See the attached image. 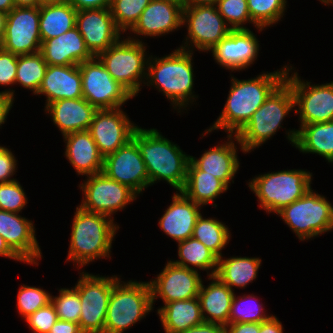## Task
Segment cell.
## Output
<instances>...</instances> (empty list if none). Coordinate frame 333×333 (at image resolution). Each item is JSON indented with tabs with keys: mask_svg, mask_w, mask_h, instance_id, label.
I'll list each match as a JSON object with an SVG mask.
<instances>
[{
	"mask_svg": "<svg viewBox=\"0 0 333 333\" xmlns=\"http://www.w3.org/2000/svg\"><path fill=\"white\" fill-rule=\"evenodd\" d=\"M287 66L248 80H238L231 76V87L224 108L214 124L205 130V134L222 129L228 132V135H236L285 80Z\"/></svg>",
	"mask_w": 333,
	"mask_h": 333,
	"instance_id": "6da1fadb",
	"label": "cell"
},
{
	"mask_svg": "<svg viewBox=\"0 0 333 333\" xmlns=\"http://www.w3.org/2000/svg\"><path fill=\"white\" fill-rule=\"evenodd\" d=\"M132 139L139 148L149 177V186L166 181L177 191L184 187L190 155L164 138L157 129L137 127Z\"/></svg>",
	"mask_w": 333,
	"mask_h": 333,
	"instance_id": "7a4b0ae2",
	"label": "cell"
},
{
	"mask_svg": "<svg viewBox=\"0 0 333 333\" xmlns=\"http://www.w3.org/2000/svg\"><path fill=\"white\" fill-rule=\"evenodd\" d=\"M119 228L113 217L77 206L66 261L82 268L97 259L111 257L112 241Z\"/></svg>",
	"mask_w": 333,
	"mask_h": 333,
	"instance_id": "3957f363",
	"label": "cell"
},
{
	"mask_svg": "<svg viewBox=\"0 0 333 333\" xmlns=\"http://www.w3.org/2000/svg\"><path fill=\"white\" fill-rule=\"evenodd\" d=\"M194 52L178 47L172 53L163 57L153 58L149 56L147 65V75L144 84L154 86L162 92L172 103L174 109L181 113V108L185 109L189 103L194 102L193 85V63ZM153 59V60H152ZM180 109V110H179Z\"/></svg>",
	"mask_w": 333,
	"mask_h": 333,
	"instance_id": "277c9868",
	"label": "cell"
},
{
	"mask_svg": "<svg viewBox=\"0 0 333 333\" xmlns=\"http://www.w3.org/2000/svg\"><path fill=\"white\" fill-rule=\"evenodd\" d=\"M293 108L294 94L291 86L284 80L236 134L242 152L250 153L275 135Z\"/></svg>",
	"mask_w": 333,
	"mask_h": 333,
	"instance_id": "5b68a950",
	"label": "cell"
},
{
	"mask_svg": "<svg viewBox=\"0 0 333 333\" xmlns=\"http://www.w3.org/2000/svg\"><path fill=\"white\" fill-rule=\"evenodd\" d=\"M153 310L149 282L118 278L109 298L104 333H124Z\"/></svg>",
	"mask_w": 333,
	"mask_h": 333,
	"instance_id": "8992f818",
	"label": "cell"
},
{
	"mask_svg": "<svg viewBox=\"0 0 333 333\" xmlns=\"http://www.w3.org/2000/svg\"><path fill=\"white\" fill-rule=\"evenodd\" d=\"M124 38H120L96 57L112 78L135 97L141 90L142 83H145L149 58L145 57L147 48L142 40L130 36Z\"/></svg>",
	"mask_w": 333,
	"mask_h": 333,
	"instance_id": "52a82bcc",
	"label": "cell"
},
{
	"mask_svg": "<svg viewBox=\"0 0 333 333\" xmlns=\"http://www.w3.org/2000/svg\"><path fill=\"white\" fill-rule=\"evenodd\" d=\"M312 173L302 169L282 170L254 177L248 183L259 201V208L277 213L300 199L310 188Z\"/></svg>",
	"mask_w": 333,
	"mask_h": 333,
	"instance_id": "ba28073f",
	"label": "cell"
},
{
	"mask_svg": "<svg viewBox=\"0 0 333 333\" xmlns=\"http://www.w3.org/2000/svg\"><path fill=\"white\" fill-rule=\"evenodd\" d=\"M276 214L301 241L333 230V205L312 188Z\"/></svg>",
	"mask_w": 333,
	"mask_h": 333,
	"instance_id": "9c48e42d",
	"label": "cell"
},
{
	"mask_svg": "<svg viewBox=\"0 0 333 333\" xmlns=\"http://www.w3.org/2000/svg\"><path fill=\"white\" fill-rule=\"evenodd\" d=\"M74 288L81 301L79 326L83 333H104L109 298L117 276L81 272Z\"/></svg>",
	"mask_w": 333,
	"mask_h": 333,
	"instance_id": "30bf717a",
	"label": "cell"
},
{
	"mask_svg": "<svg viewBox=\"0 0 333 333\" xmlns=\"http://www.w3.org/2000/svg\"><path fill=\"white\" fill-rule=\"evenodd\" d=\"M182 25H186L188 35L179 48L191 52L194 47L210 52L231 31L215 5L183 6Z\"/></svg>",
	"mask_w": 333,
	"mask_h": 333,
	"instance_id": "8fae6325",
	"label": "cell"
},
{
	"mask_svg": "<svg viewBox=\"0 0 333 333\" xmlns=\"http://www.w3.org/2000/svg\"><path fill=\"white\" fill-rule=\"evenodd\" d=\"M289 67L285 81L291 86L295 99V113H299L300 125L329 122L333 120V81L322 85L304 82Z\"/></svg>",
	"mask_w": 333,
	"mask_h": 333,
	"instance_id": "7c38bea8",
	"label": "cell"
},
{
	"mask_svg": "<svg viewBox=\"0 0 333 333\" xmlns=\"http://www.w3.org/2000/svg\"><path fill=\"white\" fill-rule=\"evenodd\" d=\"M79 69L83 98L97 110L119 108L134 98L112 78L96 56L79 64Z\"/></svg>",
	"mask_w": 333,
	"mask_h": 333,
	"instance_id": "4fadbf2b",
	"label": "cell"
},
{
	"mask_svg": "<svg viewBox=\"0 0 333 333\" xmlns=\"http://www.w3.org/2000/svg\"><path fill=\"white\" fill-rule=\"evenodd\" d=\"M79 188L84 195L79 205L82 209L109 217L138 197L128 186L108 178L103 172L87 176Z\"/></svg>",
	"mask_w": 333,
	"mask_h": 333,
	"instance_id": "5bb4252c",
	"label": "cell"
},
{
	"mask_svg": "<svg viewBox=\"0 0 333 333\" xmlns=\"http://www.w3.org/2000/svg\"><path fill=\"white\" fill-rule=\"evenodd\" d=\"M40 7H14L6 16L0 47L15 55L40 52Z\"/></svg>",
	"mask_w": 333,
	"mask_h": 333,
	"instance_id": "9a60e30c",
	"label": "cell"
},
{
	"mask_svg": "<svg viewBox=\"0 0 333 333\" xmlns=\"http://www.w3.org/2000/svg\"><path fill=\"white\" fill-rule=\"evenodd\" d=\"M102 172L108 178L128 186L138 196L149 187L145 162L133 139L104 157Z\"/></svg>",
	"mask_w": 333,
	"mask_h": 333,
	"instance_id": "2e32d148",
	"label": "cell"
},
{
	"mask_svg": "<svg viewBox=\"0 0 333 333\" xmlns=\"http://www.w3.org/2000/svg\"><path fill=\"white\" fill-rule=\"evenodd\" d=\"M137 127L119 107L97 110L88 131L105 157L131 140Z\"/></svg>",
	"mask_w": 333,
	"mask_h": 333,
	"instance_id": "e0dca14e",
	"label": "cell"
},
{
	"mask_svg": "<svg viewBox=\"0 0 333 333\" xmlns=\"http://www.w3.org/2000/svg\"><path fill=\"white\" fill-rule=\"evenodd\" d=\"M157 278L149 281L152 304L161 298L164 305L198 297L202 278L198 270L180 267L168 261Z\"/></svg>",
	"mask_w": 333,
	"mask_h": 333,
	"instance_id": "ac0fdd59",
	"label": "cell"
},
{
	"mask_svg": "<svg viewBox=\"0 0 333 333\" xmlns=\"http://www.w3.org/2000/svg\"><path fill=\"white\" fill-rule=\"evenodd\" d=\"M75 27L94 56L115 44L122 34L115 25L110 8L78 10Z\"/></svg>",
	"mask_w": 333,
	"mask_h": 333,
	"instance_id": "d6986e66",
	"label": "cell"
},
{
	"mask_svg": "<svg viewBox=\"0 0 333 333\" xmlns=\"http://www.w3.org/2000/svg\"><path fill=\"white\" fill-rule=\"evenodd\" d=\"M33 223L19 213L0 210V235L24 263L39 265L42 253Z\"/></svg>",
	"mask_w": 333,
	"mask_h": 333,
	"instance_id": "ffe728a7",
	"label": "cell"
},
{
	"mask_svg": "<svg viewBox=\"0 0 333 333\" xmlns=\"http://www.w3.org/2000/svg\"><path fill=\"white\" fill-rule=\"evenodd\" d=\"M250 30H231L210 51L218 65L232 72L251 66L259 54V41Z\"/></svg>",
	"mask_w": 333,
	"mask_h": 333,
	"instance_id": "44dd1931",
	"label": "cell"
},
{
	"mask_svg": "<svg viewBox=\"0 0 333 333\" xmlns=\"http://www.w3.org/2000/svg\"><path fill=\"white\" fill-rule=\"evenodd\" d=\"M182 11L183 0H151L130 32L154 38L178 30L183 27Z\"/></svg>",
	"mask_w": 333,
	"mask_h": 333,
	"instance_id": "7402d4cb",
	"label": "cell"
},
{
	"mask_svg": "<svg viewBox=\"0 0 333 333\" xmlns=\"http://www.w3.org/2000/svg\"><path fill=\"white\" fill-rule=\"evenodd\" d=\"M40 53L48 65H79L95 56L86 47L78 29H73L41 43Z\"/></svg>",
	"mask_w": 333,
	"mask_h": 333,
	"instance_id": "603a6c76",
	"label": "cell"
},
{
	"mask_svg": "<svg viewBox=\"0 0 333 333\" xmlns=\"http://www.w3.org/2000/svg\"><path fill=\"white\" fill-rule=\"evenodd\" d=\"M201 207V208H200ZM202 206L186 197L181 191L174 193L172 202L165 210L158 224L164 233L176 242L192 237Z\"/></svg>",
	"mask_w": 333,
	"mask_h": 333,
	"instance_id": "cb8c5ba5",
	"label": "cell"
},
{
	"mask_svg": "<svg viewBox=\"0 0 333 333\" xmlns=\"http://www.w3.org/2000/svg\"><path fill=\"white\" fill-rule=\"evenodd\" d=\"M227 138V142L225 141L221 145L219 143V146L215 145L213 148L205 151L198 159L190 156V162L198 170L217 177L229 187L231 180L240 167V163L237 155L238 148H236L237 145L234 142L238 143V138L236 135L228 134Z\"/></svg>",
	"mask_w": 333,
	"mask_h": 333,
	"instance_id": "d4e9b609",
	"label": "cell"
},
{
	"mask_svg": "<svg viewBox=\"0 0 333 333\" xmlns=\"http://www.w3.org/2000/svg\"><path fill=\"white\" fill-rule=\"evenodd\" d=\"M45 95L46 104L60 99L83 98L79 65H48L36 95Z\"/></svg>",
	"mask_w": 333,
	"mask_h": 333,
	"instance_id": "484cf974",
	"label": "cell"
},
{
	"mask_svg": "<svg viewBox=\"0 0 333 333\" xmlns=\"http://www.w3.org/2000/svg\"><path fill=\"white\" fill-rule=\"evenodd\" d=\"M96 111L84 98L60 99L45 106V112L52 117L63 136L88 130Z\"/></svg>",
	"mask_w": 333,
	"mask_h": 333,
	"instance_id": "4316f807",
	"label": "cell"
},
{
	"mask_svg": "<svg viewBox=\"0 0 333 333\" xmlns=\"http://www.w3.org/2000/svg\"><path fill=\"white\" fill-rule=\"evenodd\" d=\"M63 138L65 156L78 175L92 176L102 172L104 157L88 130L70 133Z\"/></svg>",
	"mask_w": 333,
	"mask_h": 333,
	"instance_id": "83f0119b",
	"label": "cell"
},
{
	"mask_svg": "<svg viewBox=\"0 0 333 333\" xmlns=\"http://www.w3.org/2000/svg\"><path fill=\"white\" fill-rule=\"evenodd\" d=\"M286 135L300 152L317 154L333 163V120L300 125L298 130H289Z\"/></svg>",
	"mask_w": 333,
	"mask_h": 333,
	"instance_id": "f1b7e54d",
	"label": "cell"
},
{
	"mask_svg": "<svg viewBox=\"0 0 333 333\" xmlns=\"http://www.w3.org/2000/svg\"><path fill=\"white\" fill-rule=\"evenodd\" d=\"M207 277L212 282L205 286L202 281L198 294L204 322L226 326L229 324V313L235 294L234 290H231L215 275Z\"/></svg>",
	"mask_w": 333,
	"mask_h": 333,
	"instance_id": "f546056e",
	"label": "cell"
},
{
	"mask_svg": "<svg viewBox=\"0 0 333 333\" xmlns=\"http://www.w3.org/2000/svg\"><path fill=\"white\" fill-rule=\"evenodd\" d=\"M157 314L166 333H179L204 322L198 297L166 303Z\"/></svg>",
	"mask_w": 333,
	"mask_h": 333,
	"instance_id": "4dcf8cb0",
	"label": "cell"
},
{
	"mask_svg": "<svg viewBox=\"0 0 333 333\" xmlns=\"http://www.w3.org/2000/svg\"><path fill=\"white\" fill-rule=\"evenodd\" d=\"M229 187L220 179L198 170L190 161L187 166L186 181L181 192L201 206L213 203Z\"/></svg>",
	"mask_w": 333,
	"mask_h": 333,
	"instance_id": "1f68e13d",
	"label": "cell"
},
{
	"mask_svg": "<svg viewBox=\"0 0 333 333\" xmlns=\"http://www.w3.org/2000/svg\"><path fill=\"white\" fill-rule=\"evenodd\" d=\"M77 10L68 1L40 6L39 31L41 41L57 37L76 25Z\"/></svg>",
	"mask_w": 333,
	"mask_h": 333,
	"instance_id": "d6a6232c",
	"label": "cell"
},
{
	"mask_svg": "<svg viewBox=\"0 0 333 333\" xmlns=\"http://www.w3.org/2000/svg\"><path fill=\"white\" fill-rule=\"evenodd\" d=\"M261 258L230 257L218 258V268L215 276L225 283L231 290L233 287L244 288L257 278L261 266Z\"/></svg>",
	"mask_w": 333,
	"mask_h": 333,
	"instance_id": "836d02e7",
	"label": "cell"
},
{
	"mask_svg": "<svg viewBox=\"0 0 333 333\" xmlns=\"http://www.w3.org/2000/svg\"><path fill=\"white\" fill-rule=\"evenodd\" d=\"M178 258L179 260L170 261L180 267L192 268L194 270L199 268V270L211 272L207 276H214L216 274L218 257L202 242L193 237L178 242Z\"/></svg>",
	"mask_w": 333,
	"mask_h": 333,
	"instance_id": "e575fe53",
	"label": "cell"
},
{
	"mask_svg": "<svg viewBox=\"0 0 333 333\" xmlns=\"http://www.w3.org/2000/svg\"><path fill=\"white\" fill-rule=\"evenodd\" d=\"M231 232L225 223L215 218H203L202 214L197 219L192 237L202 242L218 258L230 241Z\"/></svg>",
	"mask_w": 333,
	"mask_h": 333,
	"instance_id": "d590c367",
	"label": "cell"
},
{
	"mask_svg": "<svg viewBox=\"0 0 333 333\" xmlns=\"http://www.w3.org/2000/svg\"><path fill=\"white\" fill-rule=\"evenodd\" d=\"M47 66L48 64L44 61L43 55L40 52L19 55L15 84L18 83L25 89L31 90L34 95L37 94L45 76Z\"/></svg>",
	"mask_w": 333,
	"mask_h": 333,
	"instance_id": "8d00e7d4",
	"label": "cell"
},
{
	"mask_svg": "<svg viewBox=\"0 0 333 333\" xmlns=\"http://www.w3.org/2000/svg\"><path fill=\"white\" fill-rule=\"evenodd\" d=\"M257 300L253 294L246 296L244 294L240 297H236V294H234L230 307L229 324L244 322L261 323L269 319L272 315H267L263 304L257 303Z\"/></svg>",
	"mask_w": 333,
	"mask_h": 333,
	"instance_id": "74e56055",
	"label": "cell"
},
{
	"mask_svg": "<svg viewBox=\"0 0 333 333\" xmlns=\"http://www.w3.org/2000/svg\"><path fill=\"white\" fill-rule=\"evenodd\" d=\"M251 20L258 27L267 28L278 23L283 17L287 1L285 0H247Z\"/></svg>",
	"mask_w": 333,
	"mask_h": 333,
	"instance_id": "f35d334b",
	"label": "cell"
},
{
	"mask_svg": "<svg viewBox=\"0 0 333 333\" xmlns=\"http://www.w3.org/2000/svg\"><path fill=\"white\" fill-rule=\"evenodd\" d=\"M151 0H112L110 11L116 27L122 32L130 30Z\"/></svg>",
	"mask_w": 333,
	"mask_h": 333,
	"instance_id": "ab89813d",
	"label": "cell"
},
{
	"mask_svg": "<svg viewBox=\"0 0 333 333\" xmlns=\"http://www.w3.org/2000/svg\"><path fill=\"white\" fill-rule=\"evenodd\" d=\"M215 6L231 30H248L249 28L244 26L247 22L253 23L258 31L264 29L251 20L247 0H217Z\"/></svg>",
	"mask_w": 333,
	"mask_h": 333,
	"instance_id": "60d3db41",
	"label": "cell"
},
{
	"mask_svg": "<svg viewBox=\"0 0 333 333\" xmlns=\"http://www.w3.org/2000/svg\"><path fill=\"white\" fill-rule=\"evenodd\" d=\"M51 303L55 307L58 319L79 324L81 301L74 287L59 289V295L52 296Z\"/></svg>",
	"mask_w": 333,
	"mask_h": 333,
	"instance_id": "b9f144b4",
	"label": "cell"
},
{
	"mask_svg": "<svg viewBox=\"0 0 333 333\" xmlns=\"http://www.w3.org/2000/svg\"><path fill=\"white\" fill-rule=\"evenodd\" d=\"M51 294L34 286L21 285L17 295L18 313L25 319L41 307L51 303Z\"/></svg>",
	"mask_w": 333,
	"mask_h": 333,
	"instance_id": "7bdbcfd3",
	"label": "cell"
},
{
	"mask_svg": "<svg viewBox=\"0 0 333 333\" xmlns=\"http://www.w3.org/2000/svg\"><path fill=\"white\" fill-rule=\"evenodd\" d=\"M22 188L18 180L0 183V210L20 213L28 203Z\"/></svg>",
	"mask_w": 333,
	"mask_h": 333,
	"instance_id": "ee69618b",
	"label": "cell"
},
{
	"mask_svg": "<svg viewBox=\"0 0 333 333\" xmlns=\"http://www.w3.org/2000/svg\"><path fill=\"white\" fill-rule=\"evenodd\" d=\"M58 320L55 307L52 303L41 307L30 314L25 321L34 333H49L54 323Z\"/></svg>",
	"mask_w": 333,
	"mask_h": 333,
	"instance_id": "f6af8a7d",
	"label": "cell"
},
{
	"mask_svg": "<svg viewBox=\"0 0 333 333\" xmlns=\"http://www.w3.org/2000/svg\"><path fill=\"white\" fill-rule=\"evenodd\" d=\"M18 55L0 47V85L15 84Z\"/></svg>",
	"mask_w": 333,
	"mask_h": 333,
	"instance_id": "bcb514c9",
	"label": "cell"
},
{
	"mask_svg": "<svg viewBox=\"0 0 333 333\" xmlns=\"http://www.w3.org/2000/svg\"><path fill=\"white\" fill-rule=\"evenodd\" d=\"M16 162V157L11 150L0 145V183H8L16 180L11 178L16 173Z\"/></svg>",
	"mask_w": 333,
	"mask_h": 333,
	"instance_id": "7dc6e473",
	"label": "cell"
},
{
	"mask_svg": "<svg viewBox=\"0 0 333 333\" xmlns=\"http://www.w3.org/2000/svg\"><path fill=\"white\" fill-rule=\"evenodd\" d=\"M14 90L10 89L0 92V127L5 123L9 111L13 106L14 101Z\"/></svg>",
	"mask_w": 333,
	"mask_h": 333,
	"instance_id": "c3c4849f",
	"label": "cell"
},
{
	"mask_svg": "<svg viewBox=\"0 0 333 333\" xmlns=\"http://www.w3.org/2000/svg\"><path fill=\"white\" fill-rule=\"evenodd\" d=\"M112 0H68L75 9L110 8Z\"/></svg>",
	"mask_w": 333,
	"mask_h": 333,
	"instance_id": "681fc988",
	"label": "cell"
},
{
	"mask_svg": "<svg viewBox=\"0 0 333 333\" xmlns=\"http://www.w3.org/2000/svg\"><path fill=\"white\" fill-rule=\"evenodd\" d=\"M179 333H225V326L217 323L203 322Z\"/></svg>",
	"mask_w": 333,
	"mask_h": 333,
	"instance_id": "f907efd6",
	"label": "cell"
},
{
	"mask_svg": "<svg viewBox=\"0 0 333 333\" xmlns=\"http://www.w3.org/2000/svg\"><path fill=\"white\" fill-rule=\"evenodd\" d=\"M225 333H259V323H231L225 326Z\"/></svg>",
	"mask_w": 333,
	"mask_h": 333,
	"instance_id": "816d5d0a",
	"label": "cell"
},
{
	"mask_svg": "<svg viewBox=\"0 0 333 333\" xmlns=\"http://www.w3.org/2000/svg\"><path fill=\"white\" fill-rule=\"evenodd\" d=\"M49 333H83L80 329L79 324L75 322L65 321L58 319Z\"/></svg>",
	"mask_w": 333,
	"mask_h": 333,
	"instance_id": "f5cc1de1",
	"label": "cell"
},
{
	"mask_svg": "<svg viewBox=\"0 0 333 333\" xmlns=\"http://www.w3.org/2000/svg\"><path fill=\"white\" fill-rule=\"evenodd\" d=\"M283 329L282 323L274 315L259 323V333H283Z\"/></svg>",
	"mask_w": 333,
	"mask_h": 333,
	"instance_id": "db71d44e",
	"label": "cell"
},
{
	"mask_svg": "<svg viewBox=\"0 0 333 333\" xmlns=\"http://www.w3.org/2000/svg\"><path fill=\"white\" fill-rule=\"evenodd\" d=\"M0 256H4L15 261L24 262L6 243L5 239L0 235Z\"/></svg>",
	"mask_w": 333,
	"mask_h": 333,
	"instance_id": "11a10c76",
	"label": "cell"
},
{
	"mask_svg": "<svg viewBox=\"0 0 333 333\" xmlns=\"http://www.w3.org/2000/svg\"><path fill=\"white\" fill-rule=\"evenodd\" d=\"M217 0H183V6L216 5Z\"/></svg>",
	"mask_w": 333,
	"mask_h": 333,
	"instance_id": "9f6ffc18",
	"label": "cell"
},
{
	"mask_svg": "<svg viewBox=\"0 0 333 333\" xmlns=\"http://www.w3.org/2000/svg\"><path fill=\"white\" fill-rule=\"evenodd\" d=\"M15 7H40L41 0H14Z\"/></svg>",
	"mask_w": 333,
	"mask_h": 333,
	"instance_id": "6f0895ef",
	"label": "cell"
},
{
	"mask_svg": "<svg viewBox=\"0 0 333 333\" xmlns=\"http://www.w3.org/2000/svg\"><path fill=\"white\" fill-rule=\"evenodd\" d=\"M14 7H15L14 0H0V11L5 12L7 14Z\"/></svg>",
	"mask_w": 333,
	"mask_h": 333,
	"instance_id": "680465c9",
	"label": "cell"
},
{
	"mask_svg": "<svg viewBox=\"0 0 333 333\" xmlns=\"http://www.w3.org/2000/svg\"><path fill=\"white\" fill-rule=\"evenodd\" d=\"M6 16L7 14L5 12L0 11V41L5 31Z\"/></svg>",
	"mask_w": 333,
	"mask_h": 333,
	"instance_id": "91938a15",
	"label": "cell"
},
{
	"mask_svg": "<svg viewBox=\"0 0 333 333\" xmlns=\"http://www.w3.org/2000/svg\"><path fill=\"white\" fill-rule=\"evenodd\" d=\"M68 0H41L42 4H47V3H63L67 2Z\"/></svg>",
	"mask_w": 333,
	"mask_h": 333,
	"instance_id": "94428289",
	"label": "cell"
},
{
	"mask_svg": "<svg viewBox=\"0 0 333 333\" xmlns=\"http://www.w3.org/2000/svg\"><path fill=\"white\" fill-rule=\"evenodd\" d=\"M322 3H324V5H333V0H320Z\"/></svg>",
	"mask_w": 333,
	"mask_h": 333,
	"instance_id": "6125c7cd",
	"label": "cell"
}]
</instances>
